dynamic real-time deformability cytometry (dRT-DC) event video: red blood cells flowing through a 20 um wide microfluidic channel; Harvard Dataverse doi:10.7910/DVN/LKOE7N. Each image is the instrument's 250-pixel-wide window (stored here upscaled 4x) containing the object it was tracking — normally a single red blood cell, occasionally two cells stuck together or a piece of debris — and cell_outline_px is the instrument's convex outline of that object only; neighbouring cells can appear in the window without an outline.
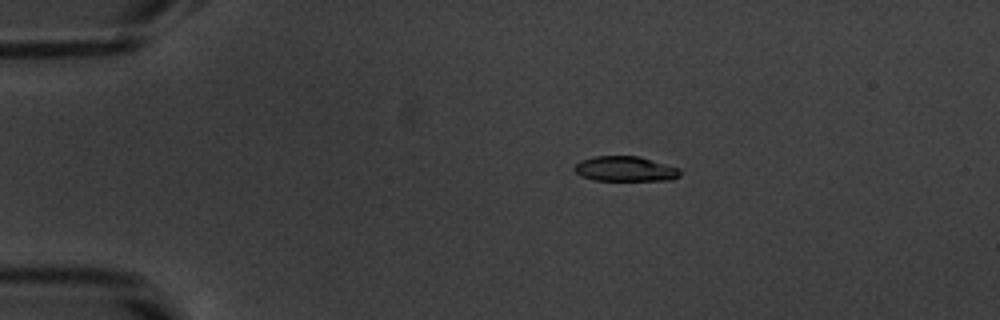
{"species": "common noctule bat (a hibernating species)", "species_latin": "Nyctalus noctula", "temperature_condition": "warm", "stored_images_in_passage": 9, "camera_frame_rate_fps": 3000, "um_per_image_px": 0.085, "animal": {"sex": "male", "body_mass_g": 20.1, "forearm_length_mm": 53.5}, "frame": {"image": 1, "passage_image": 2, "time_ms": 0.333, "image_size_px": [1000, 320], "cell_outline_px": [[680, 176], [672, 180], [592, 180], [580, 176], [572, 168], [580, 160], [596, 156], [640, 156], [680, 168]], "centroid_in_image_um": [53.14, 14.35], "position_along_channel_um": 31.9, "area_um2": 15.55}}